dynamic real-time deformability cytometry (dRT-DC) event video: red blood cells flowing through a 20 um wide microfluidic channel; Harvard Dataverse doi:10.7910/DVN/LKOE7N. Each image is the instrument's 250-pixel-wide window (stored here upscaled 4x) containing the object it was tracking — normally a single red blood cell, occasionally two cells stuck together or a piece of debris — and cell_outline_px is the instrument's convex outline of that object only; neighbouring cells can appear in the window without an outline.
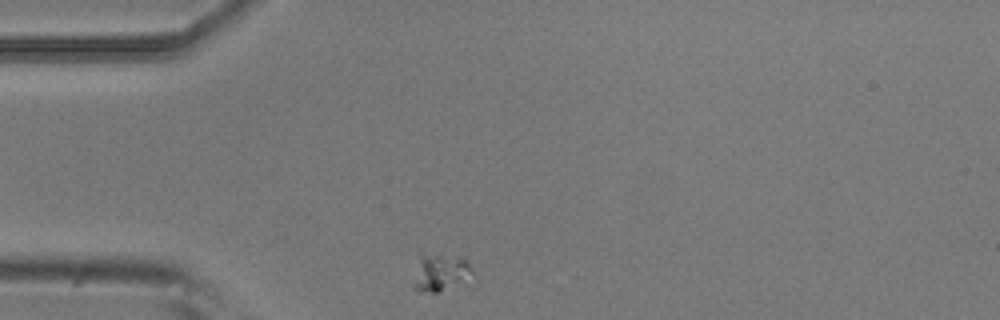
{"species": "common noctule bat (a hibernating species)", "species_latin": "Nyctalus noctula", "temperature_condition": "room temperature", "stored_images_in_passage": 44, "camera_frame_rate_fps": 3000, "um_per_image_px": 0.085, "animal": {"sex": "male", "body_mass_g": 20.5, "forearm_length_mm": 52.5}, "frame": {"image": 1, "passage_image": 1, "time_ms": 0.0, "image_size_px": [1000, 320], "cell_outline_px": [[472, 272], [468, 284], [436, 292], [432, 292], [412, 288], [412, 284], [420, 252], [468, 260]], "centroid_in_image_um": [37.45, 23.19], "position_along_channel_um": 47.6, "area_um2": 13.01}}
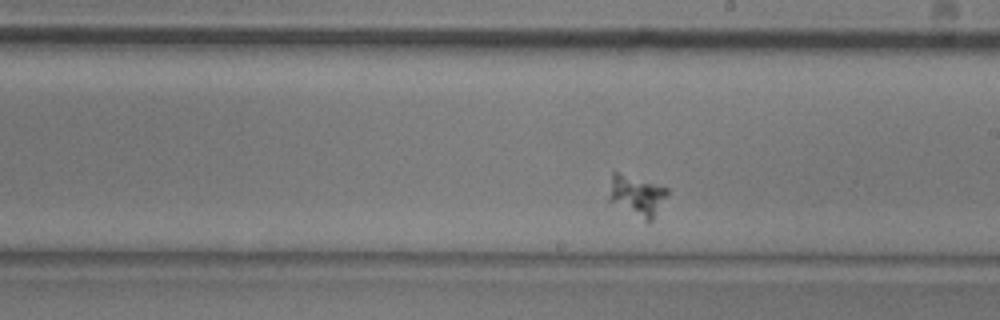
{"frame": {"image": 2, "passage_image": 19, "time_ms": 6.0, "image_size_px": [1000, 320], "cell_outline_px": [[668, 196], [652, 220], [644, 220], [608, 200], [608, 196], [612, 172], [616, 172], [668, 188]], "centroid_in_image_um": [54.13, 16.62], "position_along_channel_um": 234.9, "area_um2": 13.47}}
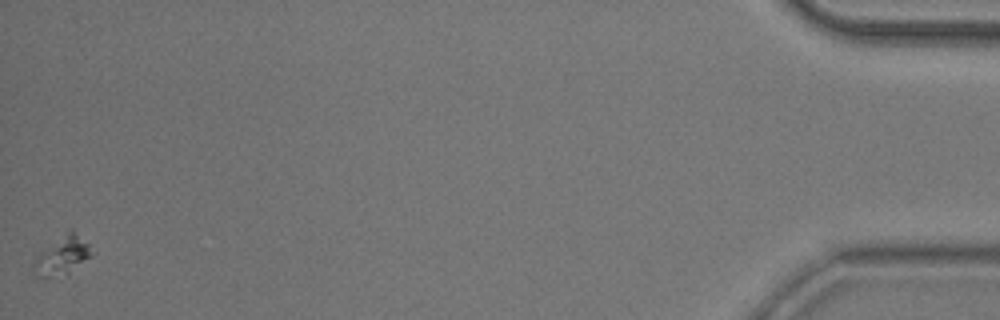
{"frame": {"image": 3, "passage_image": 44, "time_ms": 14.333, "image_size_px": [1000, 320], "cell_outline_px": [[96, 252], [92, 256], [68, 276], [40, 276], [32, 272], [32, 264], [40, 252], [72, 228]], "centroid_in_image_um": [5.35, 21.76], "position_along_channel_um": 429.9, "area_um2": 13.12}}